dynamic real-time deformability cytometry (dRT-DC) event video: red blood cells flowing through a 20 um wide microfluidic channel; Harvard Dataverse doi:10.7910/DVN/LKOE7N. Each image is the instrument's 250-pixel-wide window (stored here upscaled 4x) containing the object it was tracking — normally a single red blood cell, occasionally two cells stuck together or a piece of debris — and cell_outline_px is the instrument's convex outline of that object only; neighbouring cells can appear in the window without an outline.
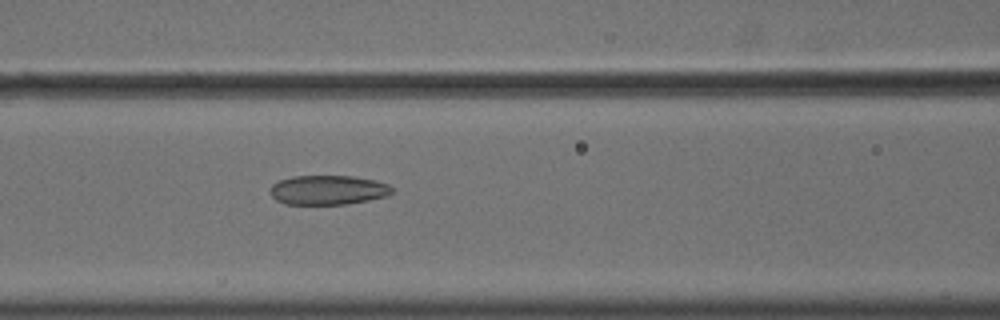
{"species": "common noctule bat (a hibernating species)", "species_latin": "Nyctalus noctula", "temperature_condition": "cold", "stored_images_in_passage": 56, "camera_frame_rate_fps": 3000, "um_per_image_px": 0.085, "animal": {"sex": "male", "body_mass_g": 18.8}, "frame": {"image": 1, "passage_image": 25, "time_ms": 8.0, "image_size_px": [1000, 320], "cell_outline_px": [[392, 192], [388, 196], [348, 204], [284, 204], [276, 200], [268, 192], [272, 184], [280, 180], [292, 176], [352, 176], [376, 180], [388, 184], [392, 188]], "centroid_in_image_um": [27.86, 16.15], "position_along_channel_um": 138.7, "area_um2": 21.04}}
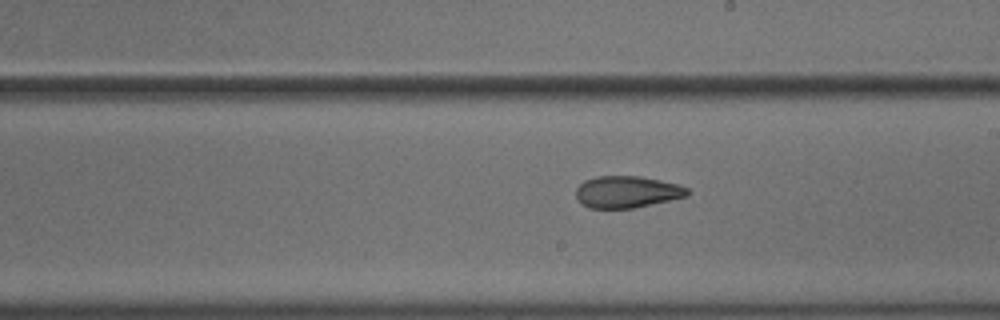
{"frame": {"image": 2, "passage_image": 33, "time_ms": 10.667, "image_size_px": [1000, 320], "cell_outline_px": [[692, 192], [688, 196], [652, 204], [632, 208], [588, 208], [576, 196], [576, 188], [584, 180], [596, 176], [640, 176], [680, 184], [688, 188]], "centroid_in_image_um": [53.34, 16.3], "position_along_channel_um": 235.7, "area_um2": 20.75}}
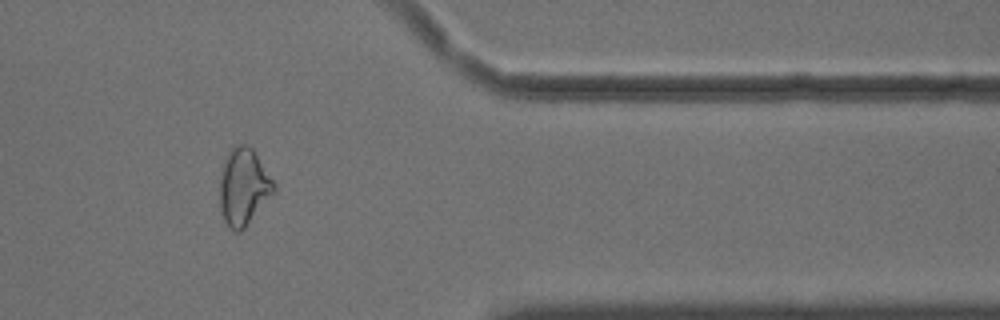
{"frame": {"image": 3, "passage_image": 47, "time_ms": 15.333, "image_size_px": [1000, 320], "cell_outline_px": [[276, 192], [244, 228], [236, 232], [228, 228], [224, 220], [220, 208], [220, 176], [228, 152], [236, 144], [244, 144], [252, 148], [276, 184]], "centroid_in_image_um": [20.72, 15.9], "position_along_channel_um": 390.7, "area_um2": 24.22}, "authors_computed_cell_mechanics": {"area_um2": 24.5939, "velocity_mm_per_s": 3.6403, "shape_relaxation_time_tau1_ms": null, "shape_relaxation_time_tau2_ms": 3.2241, "deformation_change_tau1": null, "deformation_change_tau2": 0.1113}}